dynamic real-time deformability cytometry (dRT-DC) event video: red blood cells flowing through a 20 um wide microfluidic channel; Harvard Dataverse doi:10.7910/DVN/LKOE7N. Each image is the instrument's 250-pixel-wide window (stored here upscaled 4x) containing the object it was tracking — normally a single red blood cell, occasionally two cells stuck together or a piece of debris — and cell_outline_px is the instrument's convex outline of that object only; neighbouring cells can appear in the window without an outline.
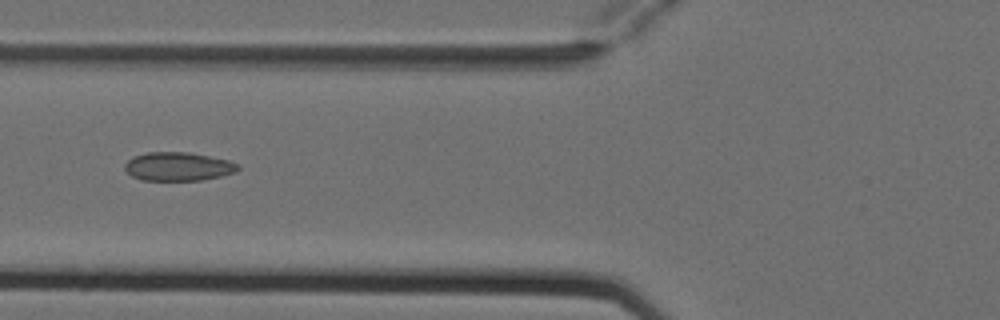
{"species": "Egyptian fruit bat (a non-hibernating species)", "species_latin": "Rousettus aegyptiacus", "temperature_condition": "cold", "stored_images_in_passage": 8, "camera_frame_rate_fps": 3000, "um_per_image_px": 0.085, "animal": {"sex": "female"}, "frame": {"image": 1, "passage_image": 5, "time_ms": 1.333, "image_size_px": [1000, 320], "cell_outline_px": [[240, 168], [236, 172], [220, 176], [200, 180], [140, 180], [132, 176], [124, 168], [124, 164], [132, 156], [148, 152], [188, 152], [228, 160], [240, 164]], "centroid_in_image_um": [15.13, 14.15], "position_along_channel_um": 110.7, "area_um2": 18.9}}
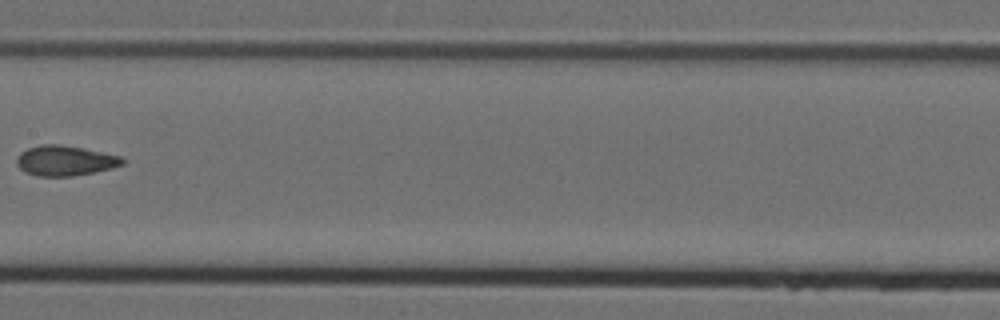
{"frame": {"image": 2, "passage_image": 7, "time_ms": 2.0, "image_size_px": [1000, 320], "cell_outline_px": [[124, 164], [112, 168], [72, 176], [36, 176], [20, 168], [16, 164], [16, 156], [20, 152], [28, 148], [40, 144], [60, 144], [84, 148], [120, 156], [124, 160]], "centroid_in_image_um": [5.5, 13.64], "position_along_channel_um": 201.9, "area_um2": 18.55}}
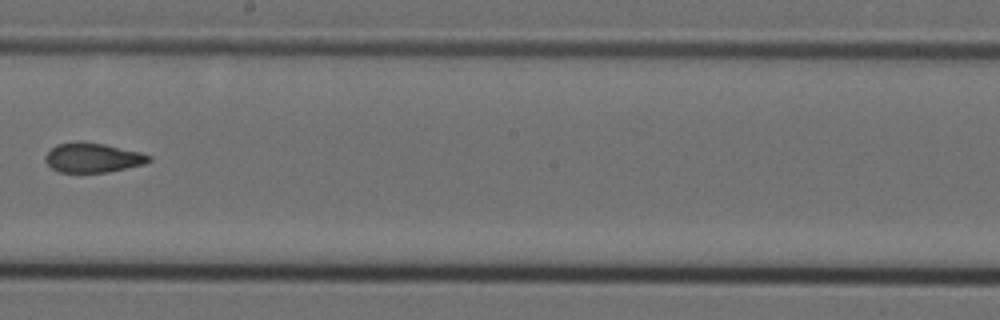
{"frame": {"image": 3, "passage_image": 8, "time_ms": 2.333, "image_size_px": [1000, 320], "cell_outline_px": [[152, 160], [144, 164], [108, 172], [60, 172], [52, 168], [44, 160], [44, 156], [56, 144], [76, 140], [80, 140], [104, 144], [140, 152], [152, 156]], "centroid_in_image_um": [7.87, 13.38], "position_along_channel_um": 240.3, "area_um2": 17.98}}